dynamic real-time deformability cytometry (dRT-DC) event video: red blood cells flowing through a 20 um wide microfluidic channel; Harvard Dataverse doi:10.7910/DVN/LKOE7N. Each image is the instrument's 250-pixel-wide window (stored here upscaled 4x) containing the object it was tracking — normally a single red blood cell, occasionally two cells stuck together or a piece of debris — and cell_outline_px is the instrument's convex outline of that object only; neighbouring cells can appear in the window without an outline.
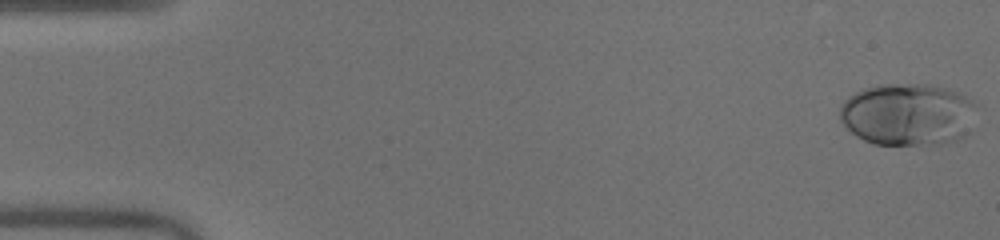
{"species": "human", "species_latin": "Homo sapiens", "temperature_condition": "warm", "stored_images_in_passage": 50, "camera_frame_rate_fps": 3000, "um_per_image_px": 0.085, "donor": {"sex": "male"}, "frame": {"image": 1, "passage_image": 1, "time_ms": 0.0, "image_size_px": [1000, 240], "cell_outline_px": [[976, 104], [960, 136], [956, 140], [944, 144], [872, 144], [856, 136], [840, 120], [840, 104], [848, 96], [864, 88], [880, 84], [928, 84], [948, 88], [960, 92], [972, 100]], "centroid_in_image_um": [77.07, 9.69], "position_along_channel_um": 7.9, "area_um2": 49.07}}
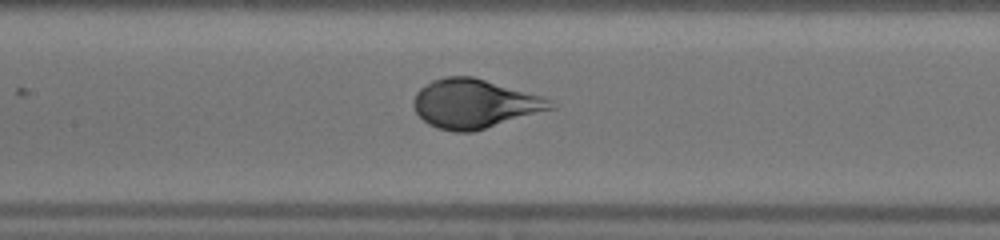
{"frame": {"image": 2, "passage_image": 24, "time_ms": 7.667, "image_size_px": [1000, 240], "cell_outline_px": [[556, 108], [472, 132], [456, 132], [436, 128], [428, 124], [416, 112], [412, 104], [412, 100], [416, 92], [420, 88], [432, 80], [444, 76], [472, 76], [544, 96], [552, 100]], "centroid_in_image_um": [40.33, 8.81], "position_along_channel_um": 167.1, "area_um2": 39.3}}
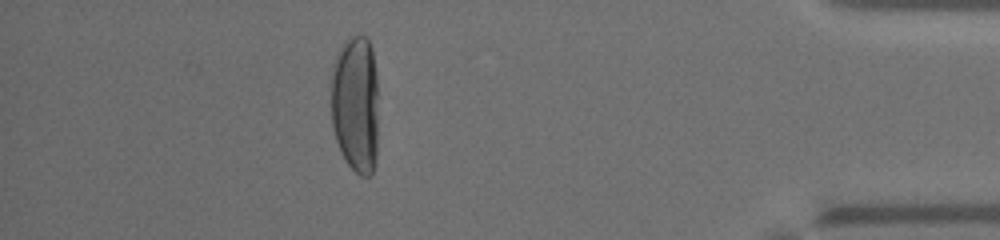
{"frame": {"image": 3, "passage_image": 45, "time_ms": 14.667, "image_size_px": [1000, 240], "cell_outline_px": [[376, 156], [372, 172], [368, 176], [360, 176], [348, 164], [336, 140], [332, 124], [332, 64], [336, 52], [344, 40], [348, 36], [368, 36], [372, 48], [376, 72]], "centroid_in_image_um": [30.2, 8.76], "position_along_channel_um": 405.0, "area_um2": 38.09}, "authors_computed_cell_mechanics": {"area_um2": 41.0669, "velocity_mm_per_s": 4.0432, "shape_relaxation_time_tau1_ms": 2.9885, "shape_relaxation_time_tau2_ms": null, "deformation_change_tau1": 0.2246, "deformation_change_tau2": null}}